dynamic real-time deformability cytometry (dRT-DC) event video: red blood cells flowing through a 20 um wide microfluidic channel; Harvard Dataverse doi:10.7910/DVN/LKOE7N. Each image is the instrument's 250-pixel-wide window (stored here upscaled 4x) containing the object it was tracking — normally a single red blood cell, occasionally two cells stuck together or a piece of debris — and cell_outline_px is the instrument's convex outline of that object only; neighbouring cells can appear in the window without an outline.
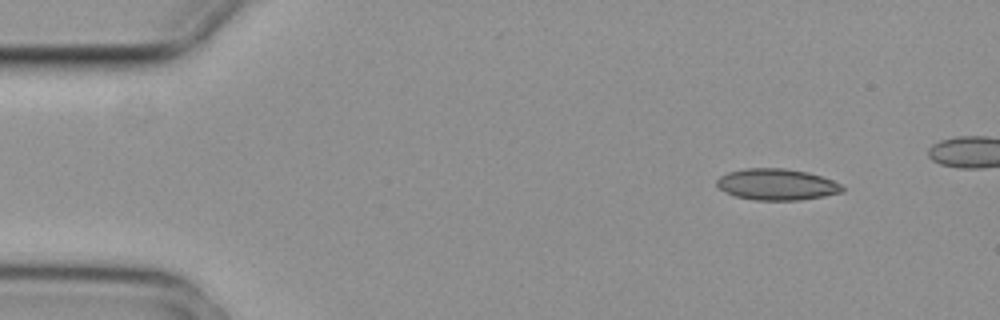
{"species": "common noctule bat (a hibernating species)", "species_latin": "Nyctalus noctula", "temperature_condition": "cold", "stored_images_in_passage": 5, "camera_frame_rate_fps": 3000, "um_per_image_px": 0.085, "animal": {"sex": "female", "body_mass_g": 29.2, "forearm_length_mm": 56.3}, "frame": {"image": 1, "passage_image": 1, "time_ms": 0.0, "image_size_px": [1000, 320], "cell_outline_px": [[844, 192], [824, 196], [800, 200], [756, 200], [736, 196], [720, 188], [716, 184], [716, 180], [720, 176], [728, 172], [744, 168], [784, 168], [808, 172], [832, 180], [840, 184], [844, 188]], "centroid_in_image_um": [66.04, 15.67], "position_along_channel_um": 19.0, "area_um2": 22.83}}
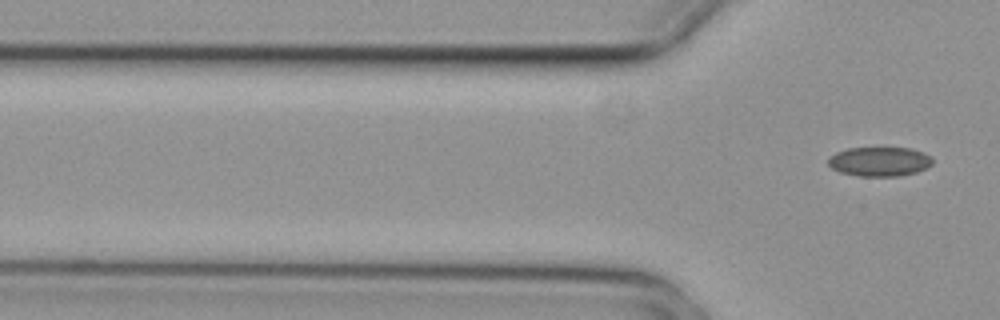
{"frame": {"image": 2, "passage_image": 5, "time_ms": 1.333, "image_size_px": [1000, 320], "cell_outline_px": [[932, 164], [928, 168], [916, 172], [900, 176], [860, 176], [840, 172], [832, 168], [828, 164], [828, 160], [836, 152], [848, 148], [912, 148], [924, 152], [932, 156]], "centroid_in_image_um": [74.81, 13.73], "position_along_channel_um": 51.0, "area_um2": 17.92}}